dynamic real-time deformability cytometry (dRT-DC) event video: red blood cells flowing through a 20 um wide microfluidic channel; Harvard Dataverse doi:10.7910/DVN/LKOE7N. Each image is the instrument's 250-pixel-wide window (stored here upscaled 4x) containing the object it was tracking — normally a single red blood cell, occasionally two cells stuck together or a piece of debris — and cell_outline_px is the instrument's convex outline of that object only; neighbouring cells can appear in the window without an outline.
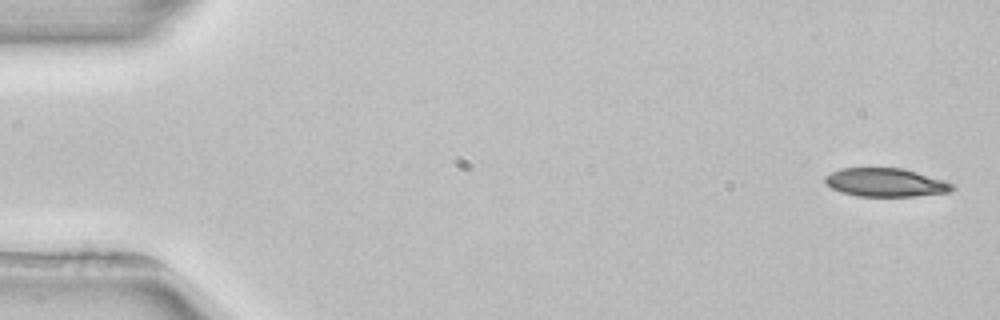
{"species": "common noctule bat (a hibernating species)", "species_latin": "Nyctalus noctula", "temperature_condition": "room temperature", "stored_images_in_passage": 5, "camera_frame_rate_fps": 3000, "um_per_image_px": 0.085, "animal": {"sex": "female", "body_mass_g": 22.7, "forearm_length_mm": 54.2}, "frame": {"image": 1, "passage_image": 1, "time_ms": 0.0, "image_size_px": [1000, 320], "cell_outline_px": [[956, 188], [952, 192], [916, 196], [856, 196], [840, 192], [824, 184], [824, 176], [840, 168], [904, 168], [944, 180], [952, 184]], "centroid_in_image_um": [75.27, 15.51], "position_along_channel_um": 9.7, "area_um2": 21.33}}